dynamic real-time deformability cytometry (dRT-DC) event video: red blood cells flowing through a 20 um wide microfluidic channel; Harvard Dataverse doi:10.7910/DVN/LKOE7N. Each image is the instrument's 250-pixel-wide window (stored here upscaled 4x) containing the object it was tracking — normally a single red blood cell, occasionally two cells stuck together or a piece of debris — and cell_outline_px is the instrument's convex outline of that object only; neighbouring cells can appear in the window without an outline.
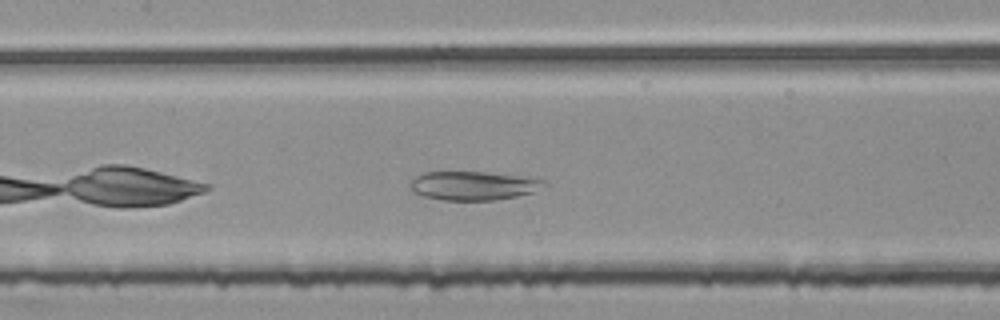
{"species": "common noctule bat (a hibernating species)", "species_latin": "Nyctalus noctula", "temperature_condition": "room temperature", "stored_images_in_passage": 31, "camera_frame_rate_fps": 3000, "um_per_image_px": 0.085, "animal": {"sex": "female", "body_mass_g": 25.1}, "frame": {"image": 1, "passage_image": 10, "time_ms": 3.0, "image_size_px": [1000, 320], "cell_outline_px": [[548, 184], [532, 192], [516, 196], [496, 200], [444, 200], [424, 196], [412, 192], [408, 188], [408, 184], [416, 176], [424, 172], [484, 172], [540, 176], [548, 180]], "centroid_in_image_um": [40.32, 15.76], "position_along_channel_um": 167.1, "area_um2": 23.12}}
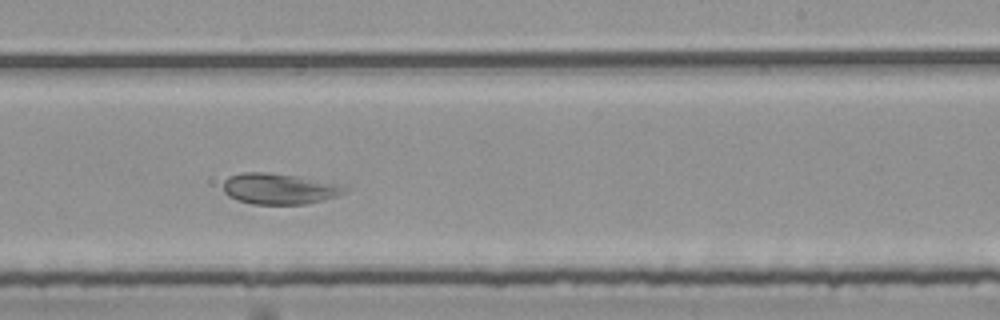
{"frame": {"image": 2, "passage_image": 18, "time_ms": 5.667, "image_size_px": [1000, 320], "cell_outline_px": [[348, 192], [324, 200], [304, 204], [252, 204], [236, 200], [228, 196], [224, 192], [224, 180], [228, 176], [240, 172], [264, 172], [296, 176], [348, 184]], "centroid_in_image_um": [23.79, 16.04], "position_along_channel_um": 265.2, "area_um2": 22.31}}
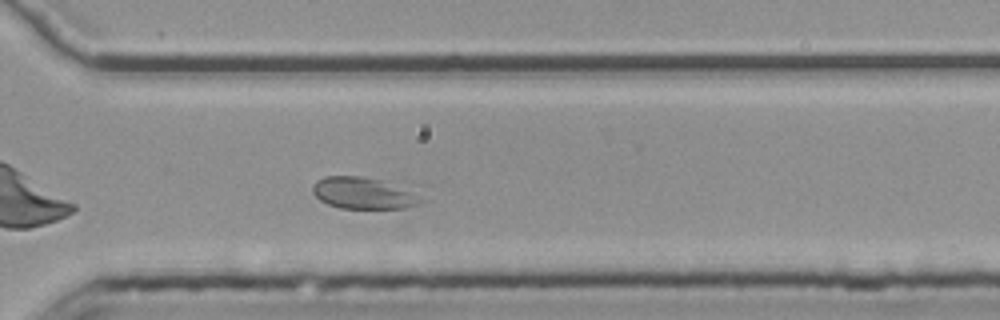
{"frame": {"image": 3, "passage_image": 24, "time_ms": 7.667, "image_size_px": [1000, 320], "cell_outline_px": [[428, 200], [420, 204], [404, 208], [340, 208], [328, 204], [320, 200], [312, 192], [312, 184], [316, 180], [324, 176], [364, 176], [412, 180]], "centroid_in_image_um": [31.24, 16.34], "position_along_channel_um": 339.4, "area_um2": 22.43}}